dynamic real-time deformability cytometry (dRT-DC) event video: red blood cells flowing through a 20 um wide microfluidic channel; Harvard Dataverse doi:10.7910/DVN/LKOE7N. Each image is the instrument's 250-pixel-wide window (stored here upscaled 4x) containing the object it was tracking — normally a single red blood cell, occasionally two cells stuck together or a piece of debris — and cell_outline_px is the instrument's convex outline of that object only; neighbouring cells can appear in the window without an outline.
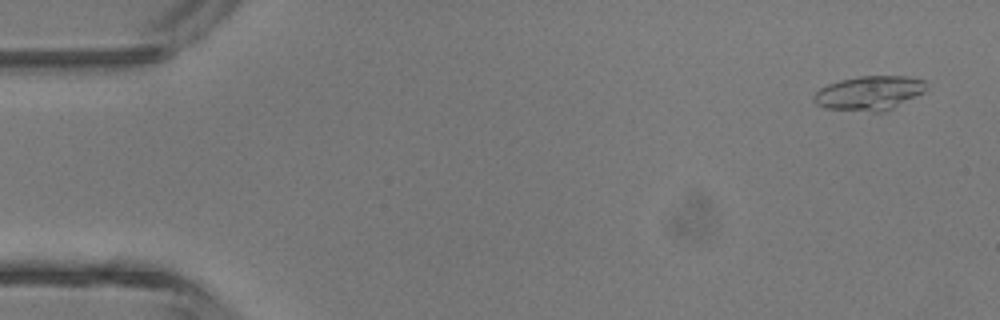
{"species": "common noctule bat (a hibernating species)", "species_latin": "Nyctalus noctula", "temperature_condition": "room temperature", "stored_images_in_passage": 4, "camera_frame_rate_fps": 3000, "um_per_image_px": 0.085, "animal": {"sex": "male", "body_mass_g": 13.3}, "frame": {"image": 1, "passage_image": 1, "time_ms": 0.0, "image_size_px": [1000, 320], "cell_outline_px": [[928, 80], [924, 92], [884, 112], [872, 112], [824, 108], [816, 104], [812, 100], [812, 96], [820, 88], [828, 84], [840, 80], [860, 76], [904, 76]], "centroid_in_image_um": [73.88, 7.91], "position_along_channel_um": 11.1, "area_um2": 22.54}}
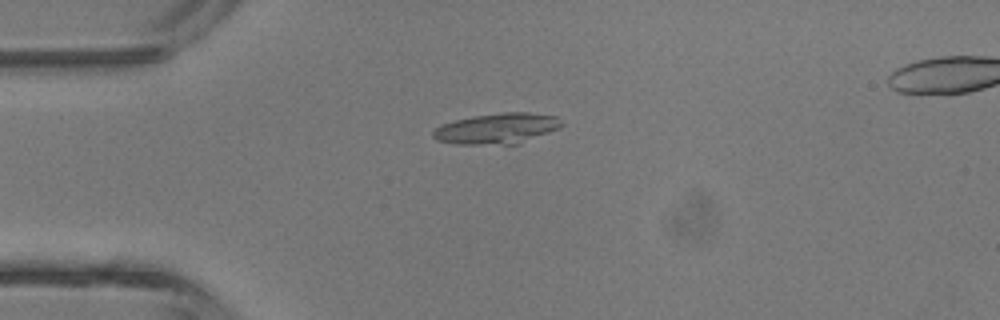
{"frame": {"image": 2, "passage_image": 3, "time_ms": 3.0, "image_size_px": [1000, 320], "cell_outline_px": [[564, 124], [560, 128], [520, 144], [456, 144], [436, 140], [432, 136], [432, 132], [440, 124], [456, 120], [476, 116], [504, 112], [528, 112], [556, 116]], "centroid_in_image_um": [42.27, 10.93], "position_along_channel_um": 42.7, "area_um2": 23.0}}